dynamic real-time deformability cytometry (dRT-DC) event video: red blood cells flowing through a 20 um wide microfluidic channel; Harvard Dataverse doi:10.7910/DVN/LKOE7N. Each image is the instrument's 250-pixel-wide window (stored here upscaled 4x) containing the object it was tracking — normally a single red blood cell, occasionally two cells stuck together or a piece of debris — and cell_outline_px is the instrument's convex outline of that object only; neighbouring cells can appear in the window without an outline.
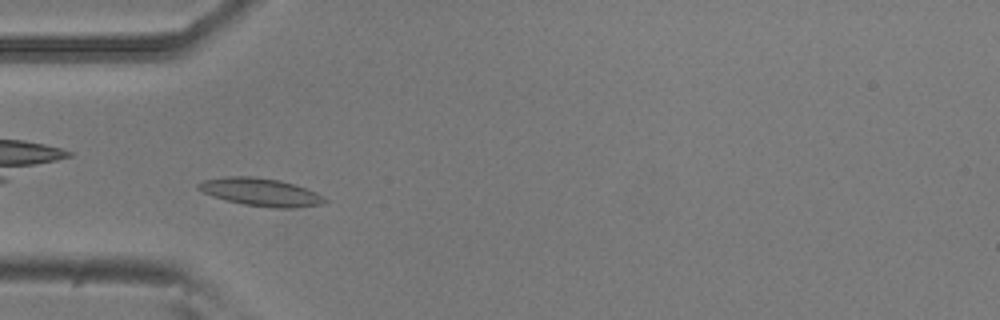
{"species": "common noctule bat (a hibernating species)", "species_latin": "Nyctalus noctula", "temperature_condition": "room temperature", "stored_images_in_passage": 28, "camera_frame_rate_fps": 3000, "um_per_image_px": 0.085, "animal": {"sex": "male", "body_mass_g": 20.5, "forearm_length_mm": 52.5}, "frame": {"image": 1, "passage_image": 3, "time_ms": 0.667, "image_size_px": [1000, 320], "cell_outline_px": [[328, 200], [320, 204], [292, 208], [272, 208], [244, 204], [228, 200], [204, 192], [196, 188], [196, 184], [204, 180], [224, 176], [252, 176], [280, 180], [316, 192], [324, 196]], "centroid_in_image_um": [22.16, 16.32], "position_along_channel_um": 62.8, "area_um2": 20.23}}
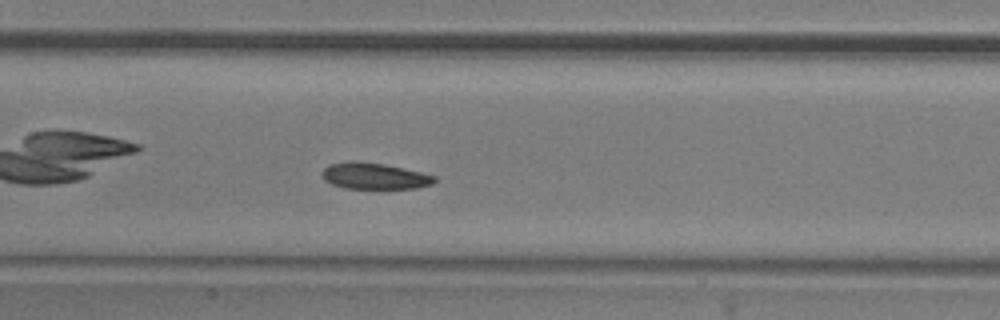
{"frame": {"image": 2, "passage_image": 12, "time_ms": 3.667, "image_size_px": [1000, 320], "cell_outline_px": [[436, 180], [432, 184], [416, 188], [344, 188], [332, 184], [324, 180], [320, 172], [328, 164], [352, 160], [356, 160], [384, 164], [404, 168], [436, 176]], "centroid_in_image_um": [31.78, 14.94], "position_along_channel_um": 175.6, "area_um2": 17.34}}
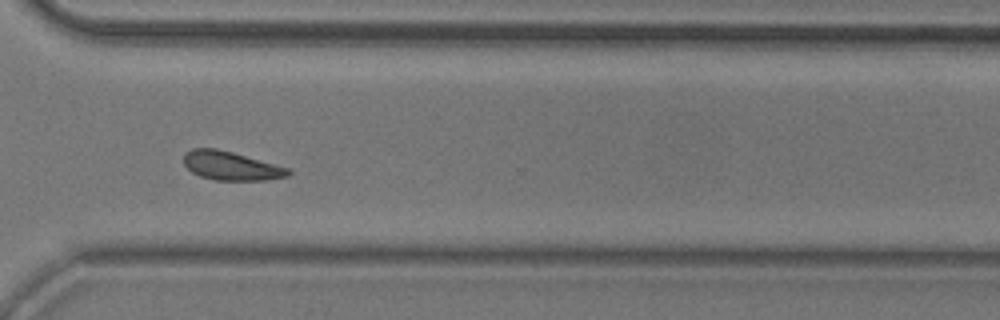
{"frame": {"image": 3, "passage_image": 26, "time_ms": 8.333, "image_size_px": [1000, 320], "cell_outline_px": [[292, 172], [288, 176], [268, 180], [216, 180], [200, 176], [192, 172], [184, 164], [184, 152], [192, 148], [216, 148], [232, 152], [288, 168]], "centroid_in_image_um": [19.61, 14.09], "position_along_channel_um": 351.0, "area_um2": 17.4}, "authors_computed_cell_mechanics": {"area_um2": 17.6579, "velocity_mm_per_s": 3.7761, "shape_relaxation_time_tau1_ms": 3.9574, "shape_relaxation_time_tau2_ms": 8.6194, "deformation_change_tau1": 0.0855, "deformation_change_tau2": 0.1708}}